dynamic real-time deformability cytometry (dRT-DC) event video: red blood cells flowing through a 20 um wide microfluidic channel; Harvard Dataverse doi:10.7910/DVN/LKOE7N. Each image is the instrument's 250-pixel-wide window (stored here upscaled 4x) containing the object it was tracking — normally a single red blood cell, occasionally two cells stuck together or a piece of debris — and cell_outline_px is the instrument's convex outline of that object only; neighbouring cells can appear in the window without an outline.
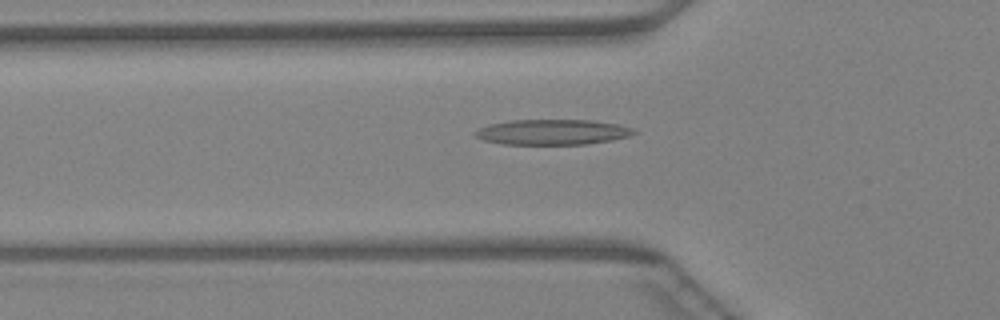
{"species": "Egyptian fruit bat (a non-hibernating species)", "species_latin": "Rousettus aegyptiacus", "temperature_condition": "warm", "stored_images_in_passage": 39, "camera_frame_rate_fps": 3000, "um_per_image_px": 0.085, "animal": {"sex": "female"}, "frame": {"image": 1, "passage_image": 9, "time_ms": 2.667, "image_size_px": [1000, 320], "cell_outline_px": [[636, 132], [628, 136], [612, 140], [588, 144], [504, 144], [484, 140], [476, 136], [472, 132], [488, 124], [512, 120], [592, 120], [620, 124], [632, 128]], "centroid_in_image_um": [46.96, 11.22], "position_along_channel_um": 78.8, "area_um2": 23.41}}
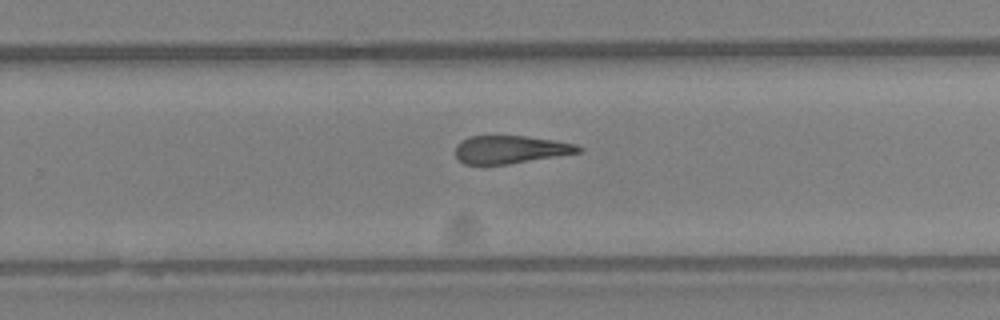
{"frame": {"image": 2, "passage_image": 23, "time_ms": 7.333, "image_size_px": [1000, 320], "cell_outline_px": [[584, 152], [508, 164], [464, 164], [456, 156], [456, 144], [460, 140], [468, 136], [524, 136], [552, 140], [576, 144], [584, 148]], "centroid_in_image_um": [43.41, 12.71], "position_along_channel_um": 286.4, "area_um2": 20.06}}
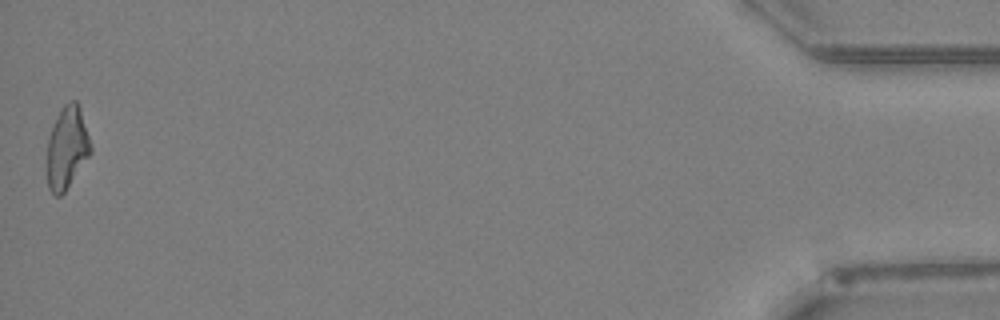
{"frame": {"image": 3, "passage_image": 39, "time_ms": 12.667, "image_size_px": [1000, 320], "cell_outline_px": [[92, 152], [64, 192], [60, 196], [56, 196], [48, 188], [48, 136], [60, 108], [68, 100], [76, 100], [80, 108], [92, 148]], "centroid_in_image_um": [5.7, 12.52], "position_along_channel_um": 429.5, "area_um2": 20.69}}